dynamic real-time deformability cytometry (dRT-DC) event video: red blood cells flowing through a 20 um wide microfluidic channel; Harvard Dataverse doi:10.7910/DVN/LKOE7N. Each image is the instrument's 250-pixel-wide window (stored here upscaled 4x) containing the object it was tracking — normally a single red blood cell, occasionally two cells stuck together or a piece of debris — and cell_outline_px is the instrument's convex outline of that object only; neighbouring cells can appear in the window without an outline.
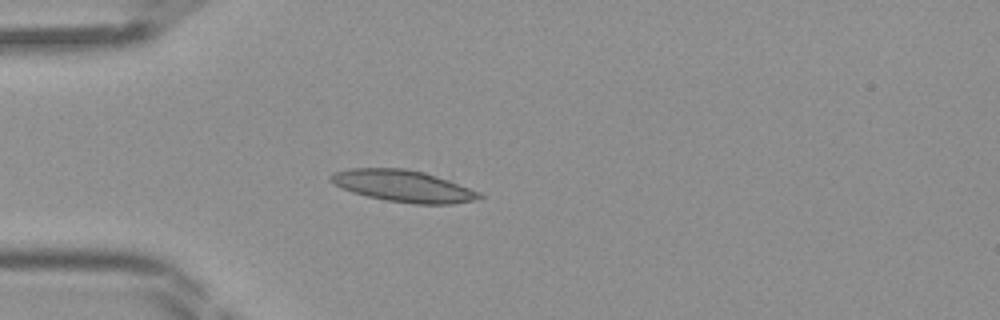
{"species": "Egyptian fruit bat (a non-hibernating species)", "species_latin": "Rousettus aegyptiacus", "temperature_condition": "room temperature", "stored_images_in_passage": 23, "camera_frame_rate_fps": 3000, "um_per_image_px": 0.085, "frame": {"image": 1, "passage_image": 5, "time_ms": 1.333, "image_size_px": [1000, 320], "cell_outline_px": [[484, 196], [472, 200], [452, 204], [412, 204], [384, 200], [352, 192], [328, 180], [328, 176], [332, 172], [348, 168], [404, 168], [424, 172], [448, 180], [480, 192]], "centroid_in_image_um": [34.23, 15.8], "position_along_channel_um": 50.8, "area_um2": 27.4}}
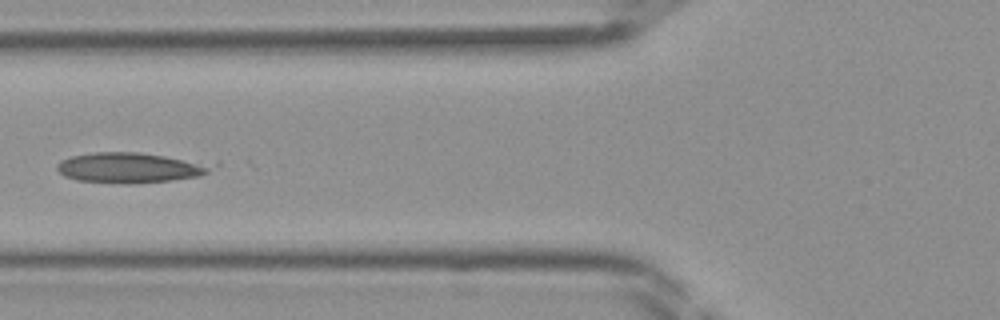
{"frame": {"image": 2, "passage_image": 10, "time_ms": 3.0, "image_size_px": [1000, 320], "cell_outline_px": [[220, 164], [208, 172], [200, 176], [172, 180], [128, 184], [76, 180], [64, 176], [56, 168], [56, 164], [72, 156], [96, 152], [140, 152]], "centroid_in_image_um": [11.12, 14.25], "position_along_channel_um": 114.7, "area_um2": 27.4}}
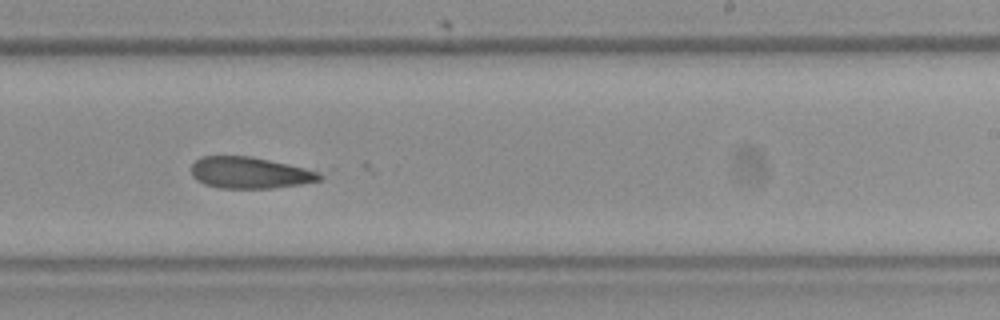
{"frame": {"image": 3, "passage_image": 20, "time_ms": 6.333, "image_size_px": [1000, 320], "cell_outline_px": [[336, 168], [324, 180], [300, 184], [272, 188], [220, 188], [204, 184], [196, 180], [192, 176], [192, 164], [200, 156], [252, 156]], "centroid_in_image_um": [21.68, 14.64], "position_along_channel_um": 267.3, "area_um2": 25.89}}